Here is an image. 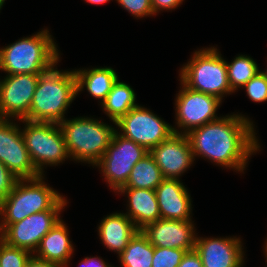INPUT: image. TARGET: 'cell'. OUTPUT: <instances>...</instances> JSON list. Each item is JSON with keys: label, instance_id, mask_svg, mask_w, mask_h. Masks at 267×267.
Listing matches in <instances>:
<instances>
[{"label": "cell", "instance_id": "1", "mask_svg": "<svg viewBox=\"0 0 267 267\" xmlns=\"http://www.w3.org/2000/svg\"><path fill=\"white\" fill-rule=\"evenodd\" d=\"M251 123L241 115H231L192 129L186 136L193 156L243 171L248 157L260 147Z\"/></svg>", "mask_w": 267, "mask_h": 267}, {"label": "cell", "instance_id": "2", "mask_svg": "<svg viewBox=\"0 0 267 267\" xmlns=\"http://www.w3.org/2000/svg\"><path fill=\"white\" fill-rule=\"evenodd\" d=\"M54 66L39 74L26 120L59 124L77 95L74 71L60 72Z\"/></svg>", "mask_w": 267, "mask_h": 267}, {"label": "cell", "instance_id": "3", "mask_svg": "<svg viewBox=\"0 0 267 267\" xmlns=\"http://www.w3.org/2000/svg\"><path fill=\"white\" fill-rule=\"evenodd\" d=\"M59 54L48 30L0 49V69L8 75H39L58 63Z\"/></svg>", "mask_w": 267, "mask_h": 267}, {"label": "cell", "instance_id": "4", "mask_svg": "<svg viewBox=\"0 0 267 267\" xmlns=\"http://www.w3.org/2000/svg\"><path fill=\"white\" fill-rule=\"evenodd\" d=\"M42 178L41 175L17 180L10 194L0 203V215L3 216L1 224H13L46 210L63 209L67 203L64 197L48 187Z\"/></svg>", "mask_w": 267, "mask_h": 267}, {"label": "cell", "instance_id": "5", "mask_svg": "<svg viewBox=\"0 0 267 267\" xmlns=\"http://www.w3.org/2000/svg\"><path fill=\"white\" fill-rule=\"evenodd\" d=\"M69 157L95 165L105 154L114 133L111 126L90 118H75L59 123Z\"/></svg>", "mask_w": 267, "mask_h": 267}, {"label": "cell", "instance_id": "6", "mask_svg": "<svg viewBox=\"0 0 267 267\" xmlns=\"http://www.w3.org/2000/svg\"><path fill=\"white\" fill-rule=\"evenodd\" d=\"M181 82L194 91L213 95L222 100L232 93L228 82L226 61L216 48L195 51L194 57L181 70Z\"/></svg>", "mask_w": 267, "mask_h": 267}, {"label": "cell", "instance_id": "7", "mask_svg": "<svg viewBox=\"0 0 267 267\" xmlns=\"http://www.w3.org/2000/svg\"><path fill=\"white\" fill-rule=\"evenodd\" d=\"M21 121L26 122V127L22 131L25 146L36 170L41 175L43 164L56 165L69 157L59 124L26 119Z\"/></svg>", "mask_w": 267, "mask_h": 267}, {"label": "cell", "instance_id": "8", "mask_svg": "<svg viewBox=\"0 0 267 267\" xmlns=\"http://www.w3.org/2000/svg\"><path fill=\"white\" fill-rule=\"evenodd\" d=\"M148 153L144 147L124 138L116 130L105 154L95 165L102 168L111 188L118 191L126 184L134 165Z\"/></svg>", "mask_w": 267, "mask_h": 267}, {"label": "cell", "instance_id": "9", "mask_svg": "<svg viewBox=\"0 0 267 267\" xmlns=\"http://www.w3.org/2000/svg\"><path fill=\"white\" fill-rule=\"evenodd\" d=\"M115 124L123 131L121 136L134 141L149 152L173 133L179 134L157 115L138 105Z\"/></svg>", "mask_w": 267, "mask_h": 267}, {"label": "cell", "instance_id": "10", "mask_svg": "<svg viewBox=\"0 0 267 267\" xmlns=\"http://www.w3.org/2000/svg\"><path fill=\"white\" fill-rule=\"evenodd\" d=\"M61 210H46L34 213L13 224H0V239L6 244L35 252L41 239L60 220Z\"/></svg>", "mask_w": 267, "mask_h": 267}, {"label": "cell", "instance_id": "11", "mask_svg": "<svg viewBox=\"0 0 267 267\" xmlns=\"http://www.w3.org/2000/svg\"><path fill=\"white\" fill-rule=\"evenodd\" d=\"M7 120L0 118V162L18 179L41 176L31 160L22 132Z\"/></svg>", "mask_w": 267, "mask_h": 267}, {"label": "cell", "instance_id": "12", "mask_svg": "<svg viewBox=\"0 0 267 267\" xmlns=\"http://www.w3.org/2000/svg\"><path fill=\"white\" fill-rule=\"evenodd\" d=\"M183 85L176 98L177 124L187 134L192 129L219 119L215 112L221 100L213 95L191 90Z\"/></svg>", "mask_w": 267, "mask_h": 267}, {"label": "cell", "instance_id": "13", "mask_svg": "<svg viewBox=\"0 0 267 267\" xmlns=\"http://www.w3.org/2000/svg\"><path fill=\"white\" fill-rule=\"evenodd\" d=\"M39 75L14 74L0 81V118L25 119L30 110Z\"/></svg>", "mask_w": 267, "mask_h": 267}, {"label": "cell", "instance_id": "14", "mask_svg": "<svg viewBox=\"0 0 267 267\" xmlns=\"http://www.w3.org/2000/svg\"><path fill=\"white\" fill-rule=\"evenodd\" d=\"M161 170L163 178L179 179L178 176L194 161L186 134L173 133L149 152Z\"/></svg>", "mask_w": 267, "mask_h": 267}, {"label": "cell", "instance_id": "15", "mask_svg": "<svg viewBox=\"0 0 267 267\" xmlns=\"http://www.w3.org/2000/svg\"><path fill=\"white\" fill-rule=\"evenodd\" d=\"M142 232L154 247L191 251L196 238L191 220L158 219L147 224Z\"/></svg>", "mask_w": 267, "mask_h": 267}, {"label": "cell", "instance_id": "16", "mask_svg": "<svg viewBox=\"0 0 267 267\" xmlns=\"http://www.w3.org/2000/svg\"><path fill=\"white\" fill-rule=\"evenodd\" d=\"M203 267H235L243 261L239 238H196L194 247Z\"/></svg>", "mask_w": 267, "mask_h": 267}, {"label": "cell", "instance_id": "17", "mask_svg": "<svg viewBox=\"0 0 267 267\" xmlns=\"http://www.w3.org/2000/svg\"><path fill=\"white\" fill-rule=\"evenodd\" d=\"M155 192L161 219L191 220V199L179 179L164 178Z\"/></svg>", "mask_w": 267, "mask_h": 267}, {"label": "cell", "instance_id": "18", "mask_svg": "<svg viewBox=\"0 0 267 267\" xmlns=\"http://www.w3.org/2000/svg\"><path fill=\"white\" fill-rule=\"evenodd\" d=\"M66 225L59 220L52 229L41 239L37 249L39 258L44 261L67 266V262L73 253V246L68 237Z\"/></svg>", "mask_w": 267, "mask_h": 267}, {"label": "cell", "instance_id": "19", "mask_svg": "<svg viewBox=\"0 0 267 267\" xmlns=\"http://www.w3.org/2000/svg\"><path fill=\"white\" fill-rule=\"evenodd\" d=\"M99 236L104 245L120 255L131 238L139 230L123 213H114L104 218L99 226Z\"/></svg>", "mask_w": 267, "mask_h": 267}, {"label": "cell", "instance_id": "20", "mask_svg": "<svg viewBox=\"0 0 267 267\" xmlns=\"http://www.w3.org/2000/svg\"><path fill=\"white\" fill-rule=\"evenodd\" d=\"M120 193H128V217L141 230L147 224L161 219L155 190L138 188H120Z\"/></svg>", "mask_w": 267, "mask_h": 267}, {"label": "cell", "instance_id": "21", "mask_svg": "<svg viewBox=\"0 0 267 267\" xmlns=\"http://www.w3.org/2000/svg\"><path fill=\"white\" fill-rule=\"evenodd\" d=\"M74 73L76 76L77 94L85 86L92 96L101 99L102 102L118 80L115 70L109 67L93 68L89 71L77 70Z\"/></svg>", "mask_w": 267, "mask_h": 267}, {"label": "cell", "instance_id": "22", "mask_svg": "<svg viewBox=\"0 0 267 267\" xmlns=\"http://www.w3.org/2000/svg\"><path fill=\"white\" fill-rule=\"evenodd\" d=\"M163 179L160 168L148 153L134 165L126 184L121 188L155 190Z\"/></svg>", "mask_w": 267, "mask_h": 267}, {"label": "cell", "instance_id": "23", "mask_svg": "<svg viewBox=\"0 0 267 267\" xmlns=\"http://www.w3.org/2000/svg\"><path fill=\"white\" fill-rule=\"evenodd\" d=\"M135 97L136 94L129 85L117 80L112 90L101 103L107 115L116 123L132 108L137 106V104H135Z\"/></svg>", "mask_w": 267, "mask_h": 267}, {"label": "cell", "instance_id": "24", "mask_svg": "<svg viewBox=\"0 0 267 267\" xmlns=\"http://www.w3.org/2000/svg\"><path fill=\"white\" fill-rule=\"evenodd\" d=\"M155 247L147 236L138 230L119 255L123 267H152Z\"/></svg>", "mask_w": 267, "mask_h": 267}, {"label": "cell", "instance_id": "25", "mask_svg": "<svg viewBox=\"0 0 267 267\" xmlns=\"http://www.w3.org/2000/svg\"><path fill=\"white\" fill-rule=\"evenodd\" d=\"M228 82L234 92L237 88L243 87L260 71L256 62L247 56L240 55L231 64L226 62Z\"/></svg>", "mask_w": 267, "mask_h": 267}, {"label": "cell", "instance_id": "26", "mask_svg": "<svg viewBox=\"0 0 267 267\" xmlns=\"http://www.w3.org/2000/svg\"><path fill=\"white\" fill-rule=\"evenodd\" d=\"M31 256L30 251L10 246L0 239V267H25Z\"/></svg>", "mask_w": 267, "mask_h": 267}, {"label": "cell", "instance_id": "27", "mask_svg": "<svg viewBox=\"0 0 267 267\" xmlns=\"http://www.w3.org/2000/svg\"><path fill=\"white\" fill-rule=\"evenodd\" d=\"M186 250L155 247L152 267H178Z\"/></svg>", "mask_w": 267, "mask_h": 267}, {"label": "cell", "instance_id": "28", "mask_svg": "<svg viewBox=\"0 0 267 267\" xmlns=\"http://www.w3.org/2000/svg\"><path fill=\"white\" fill-rule=\"evenodd\" d=\"M243 87H246L247 95L252 101H267V77L262 71L254 76Z\"/></svg>", "mask_w": 267, "mask_h": 267}, {"label": "cell", "instance_id": "29", "mask_svg": "<svg viewBox=\"0 0 267 267\" xmlns=\"http://www.w3.org/2000/svg\"><path fill=\"white\" fill-rule=\"evenodd\" d=\"M120 5L123 6L135 17H144L148 15H154L152 9L151 0H117Z\"/></svg>", "mask_w": 267, "mask_h": 267}, {"label": "cell", "instance_id": "30", "mask_svg": "<svg viewBox=\"0 0 267 267\" xmlns=\"http://www.w3.org/2000/svg\"><path fill=\"white\" fill-rule=\"evenodd\" d=\"M18 178L0 162V203L10 194Z\"/></svg>", "mask_w": 267, "mask_h": 267}, {"label": "cell", "instance_id": "31", "mask_svg": "<svg viewBox=\"0 0 267 267\" xmlns=\"http://www.w3.org/2000/svg\"><path fill=\"white\" fill-rule=\"evenodd\" d=\"M178 267H203L201 258L195 249L186 251Z\"/></svg>", "mask_w": 267, "mask_h": 267}, {"label": "cell", "instance_id": "32", "mask_svg": "<svg viewBox=\"0 0 267 267\" xmlns=\"http://www.w3.org/2000/svg\"><path fill=\"white\" fill-rule=\"evenodd\" d=\"M183 0H151L152 9L154 14L160 9H174L177 8Z\"/></svg>", "mask_w": 267, "mask_h": 267}, {"label": "cell", "instance_id": "33", "mask_svg": "<svg viewBox=\"0 0 267 267\" xmlns=\"http://www.w3.org/2000/svg\"><path fill=\"white\" fill-rule=\"evenodd\" d=\"M25 267H63V266L56 263H51L48 261L41 260L32 255L25 264Z\"/></svg>", "mask_w": 267, "mask_h": 267}, {"label": "cell", "instance_id": "34", "mask_svg": "<svg viewBox=\"0 0 267 267\" xmlns=\"http://www.w3.org/2000/svg\"><path fill=\"white\" fill-rule=\"evenodd\" d=\"M84 266V267H112L108 264H106L102 259H99V258H89V257H86V259H83L82 263H81V266Z\"/></svg>", "mask_w": 267, "mask_h": 267}, {"label": "cell", "instance_id": "35", "mask_svg": "<svg viewBox=\"0 0 267 267\" xmlns=\"http://www.w3.org/2000/svg\"><path fill=\"white\" fill-rule=\"evenodd\" d=\"M85 1L88 3H92V4H102V3H105L109 0H85Z\"/></svg>", "mask_w": 267, "mask_h": 267}, {"label": "cell", "instance_id": "36", "mask_svg": "<svg viewBox=\"0 0 267 267\" xmlns=\"http://www.w3.org/2000/svg\"><path fill=\"white\" fill-rule=\"evenodd\" d=\"M5 0H0V9L2 8Z\"/></svg>", "mask_w": 267, "mask_h": 267}, {"label": "cell", "instance_id": "37", "mask_svg": "<svg viewBox=\"0 0 267 267\" xmlns=\"http://www.w3.org/2000/svg\"><path fill=\"white\" fill-rule=\"evenodd\" d=\"M243 264V261L241 263H239L238 265H236L235 267H241Z\"/></svg>", "mask_w": 267, "mask_h": 267}, {"label": "cell", "instance_id": "38", "mask_svg": "<svg viewBox=\"0 0 267 267\" xmlns=\"http://www.w3.org/2000/svg\"><path fill=\"white\" fill-rule=\"evenodd\" d=\"M266 255H267V242H266V247H265ZM267 257V256H266Z\"/></svg>", "mask_w": 267, "mask_h": 267}, {"label": "cell", "instance_id": "39", "mask_svg": "<svg viewBox=\"0 0 267 267\" xmlns=\"http://www.w3.org/2000/svg\"><path fill=\"white\" fill-rule=\"evenodd\" d=\"M263 73L266 75V77H267V70L266 71H263Z\"/></svg>", "mask_w": 267, "mask_h": 267}]
</instances>
